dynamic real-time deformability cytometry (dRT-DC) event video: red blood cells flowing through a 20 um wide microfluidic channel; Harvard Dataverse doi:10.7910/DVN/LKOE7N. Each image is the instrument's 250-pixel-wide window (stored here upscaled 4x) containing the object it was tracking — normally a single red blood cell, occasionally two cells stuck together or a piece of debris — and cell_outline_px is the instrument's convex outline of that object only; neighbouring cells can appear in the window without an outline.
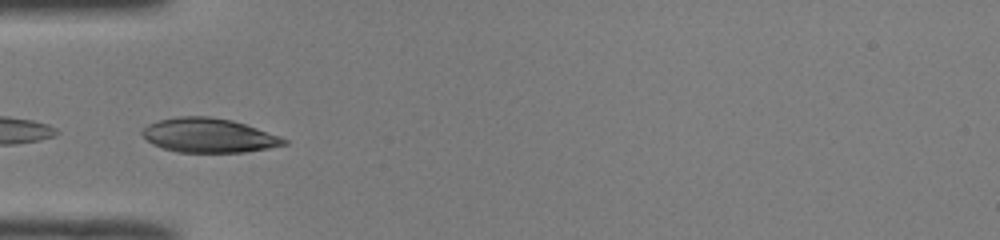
{"species": "common noctule bat (a hibernating species)", "species_latin": "Nyctalus noctula", "temperature_condition": "room temperature", "stored_images_in_passage": 32, "camera_frame_rate_fps": 3000, "um_per_image_px": 0.085, "animal": {"sex": "male", "body_mass_g": 19.0, "forearm_length_mm": 50.8}, "frame": {"image": 1, "passage_image": 11, "time_ms": 3.333, "image_size_px": [1000, 240], "cell_outline_px": [[288, 144], [268, 148], [244, 152], [176, 152], [160, 148], [152, 144], [140, 132], [148, 124], [160, 120], [176, 116], [208, 116], [232, 120], [280, 136], [288, 140]], "centroid_in_image_um": [17.72, 11.51], "position_along_channel_um": 67.3, "area_um2": 28.26}}
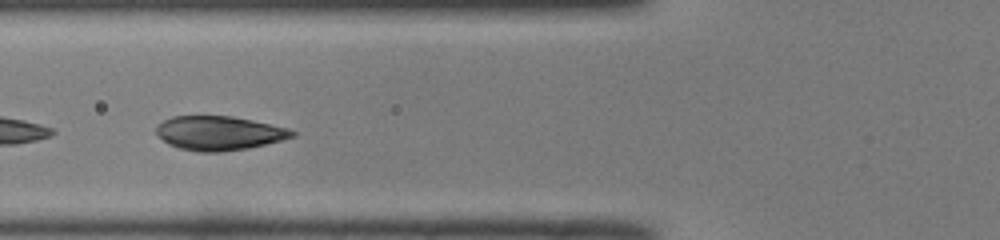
{"frame": {"image": 2, "passage_image": 14, "time_ms": 4.333, "image_size_px": [1000, 240], "cell_outline_px": [[296, 136], [248, 148], [220, 152], [196, 152], [180, 148], [168, 144], [156, 132], [156, 124], [172, 116], [232, 116], [252, 120], [288, 128], [296, 132]], "centroid_in_image_um": [18.6, 11.31], "position_along_channel_um": 107.2, "area_um2": 26.93}}